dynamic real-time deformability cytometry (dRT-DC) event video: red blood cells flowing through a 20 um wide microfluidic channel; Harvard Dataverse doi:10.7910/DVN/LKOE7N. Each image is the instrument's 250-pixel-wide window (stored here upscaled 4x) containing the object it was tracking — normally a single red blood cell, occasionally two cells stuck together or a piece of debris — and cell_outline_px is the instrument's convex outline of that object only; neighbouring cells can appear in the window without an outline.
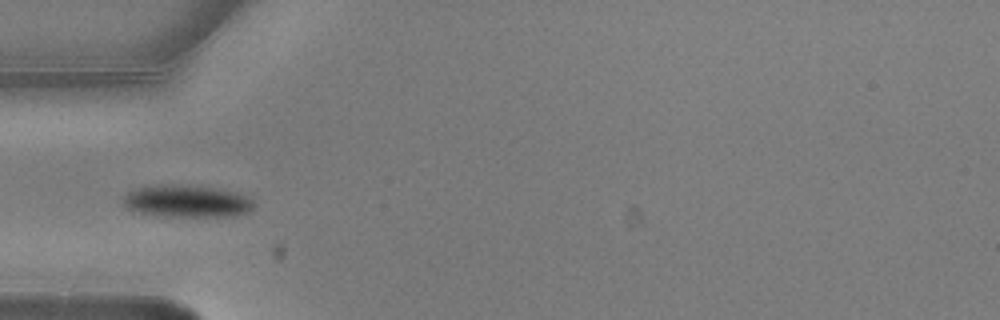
{"species": "common noctule bat (a hibernating species)", "species_latin": "Nyctalus noctula", "temperature_condition": "warm", "stored_images_in_passage": 4, "camera_frame_rate_fps": 3000, "um_per_image_px": 0.085, "animal": {"sex": "male", "body_mass_g": 20.5, "forearm_length_mm": 52.5}, "frame": {"image": 1, "passage_image": 2, "time_ms": 0.333, "image_size_px": [1000, 320], "cell_outline_px": [[252, 208], [248, 212], [236, 216], [156, 216], [132, 212], [124, 204], [124, 196], [128, 192], [136, 188], [156, 184], [180, 184], [220, 188], [252, 196]], "centroid_in_image_um": [15.88, 17.09], "position_along_channel_um": 69.1, "area_um2": 25.09}}
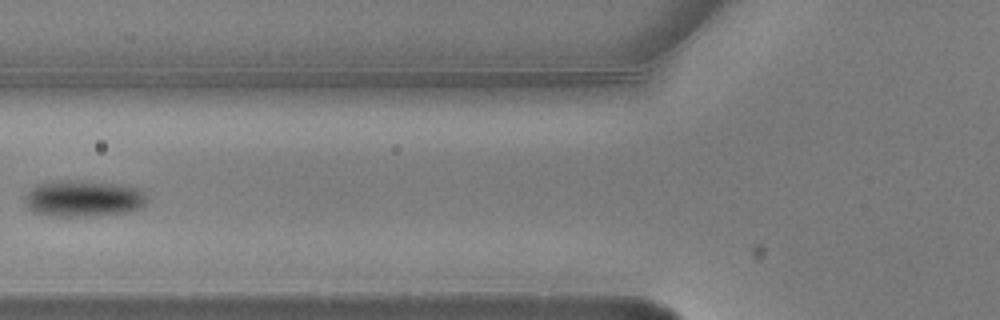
{"frame": {"image": 2, "passage_image": 3, "time_ms": 0.667, "image_size_px": [1000, 320], "cell_outline_px": [[144, 204], [140, 208], [128, 212], [96, 216], [48, 216], [36, 212], [28, 208], [24, 200], [24, 196], [36, 184], [52, 180], [76, 180], [116, 184], [136, 188], [144, 196]], "centroid_in_image_um": [7.0, 16.88], "position_along_channel_um": 118.8, "area_um2": 25.84}}
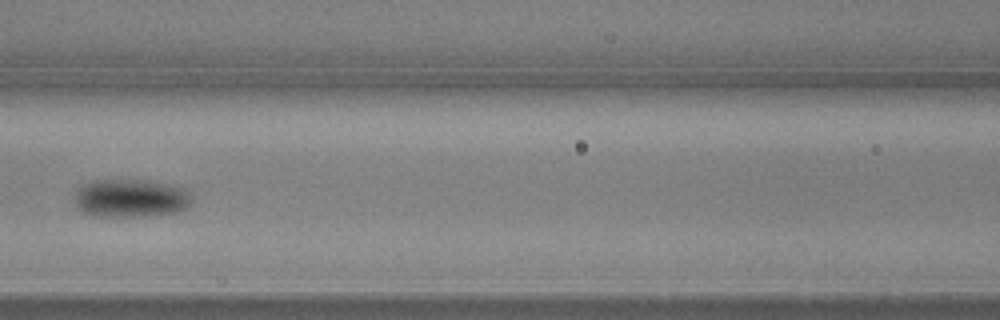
{"frame": {"image": 3, "passage_image": 4, "time_ms": 1.0, "image_size_px": [1000, 320], "cell_outline_px": [[188, 204], [184, 208], [176, 212], [148, 216], [92, 216], [76, 208], [76, 192], [84, 184], [92, 180], [148, 180], [172, 184], [184, 188], [188, 192]], "centroid_in_image_um": [11.07, 16.84], "position_along_channel_um": 155.5, "area_um2": 25.89}}